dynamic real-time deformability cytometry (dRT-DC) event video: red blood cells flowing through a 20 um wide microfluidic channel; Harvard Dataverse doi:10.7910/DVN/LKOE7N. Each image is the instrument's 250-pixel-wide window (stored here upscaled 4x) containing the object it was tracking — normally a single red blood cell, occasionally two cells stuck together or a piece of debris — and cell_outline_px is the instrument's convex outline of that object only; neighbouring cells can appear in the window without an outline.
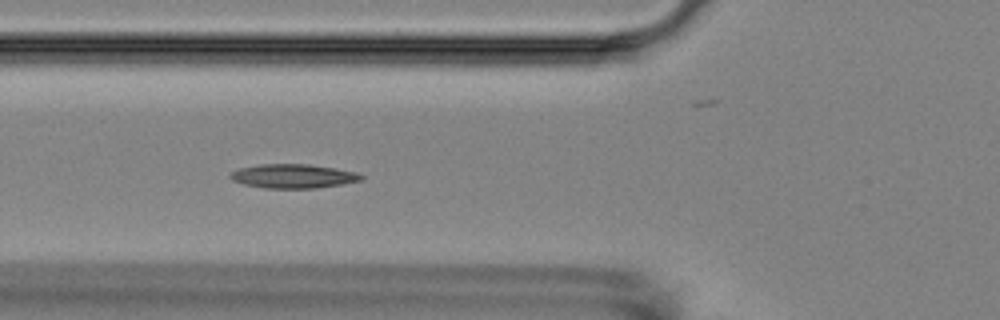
{"species": "Egyptian fruit bat (a non-hibernating species)", "species_latin": "Rousettus aegyptiacus", "temperature_condition": "room temperature", "stored_images_in_passage": 11, "camera_frame_rate_fps": 3000, "um_per_image_px": 0.085, "animal": {"sex": "female"}, "frame": {"image": 1, "passage_image": 7, "time_ms": 7.667, "image_size_px": [1000, 320], "cell_outline_px": [[364, 180], [344, 184], [316, 188], [264, 188], [244, 184], [232, 180], [228, 176], [232, 172], [240, 168], [260, 164], [308, 164], [336, 168], [356, 172], [364, 176]], "centroid_in_image_um": [24.96, 14.97], "position_along_channel_um": 100.8, "area_um2": 18.44}}
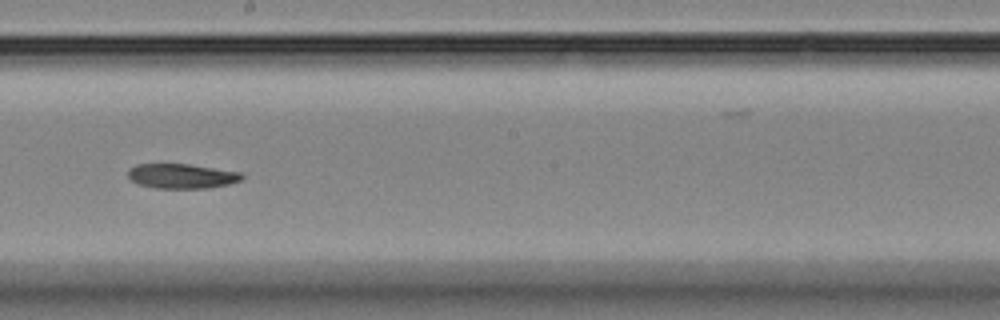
{"frame": {"image": 2, "passage_image": 10, "time_ms": 11.333, "image_size_px": [1000, 320], "cell_outline_px": [[244, 176], [240, 180], [228, 184], [208, 188], [156, 188], [136, 184], [128, 176], [128, 168], [136, 164], [188, 164], [240, 172]], "centroid_in_image_um": [15.4, 14.96], "position_along_channel_um": 232.8, "area_um2": 16.36}}
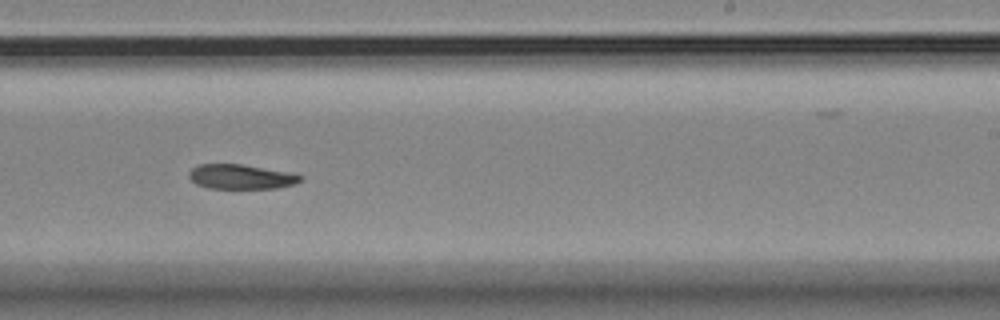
{"frame": {"image": 3, "passage_image": 11, "time_ms": 12.333, "image_size_px": [1000, 320], "cell_outline_px": [[304, 180], [296, 184], [276, 188], [208, 188], [196, 184], [188, 176], [188, 172], [192, 168], [200, 164], [240, 164], [288, 172], [304, 176]], "centroid_in_image_um": [20.5, 15.02], "position_along_channel_um": 268.5, "area_um2": 16.01}}